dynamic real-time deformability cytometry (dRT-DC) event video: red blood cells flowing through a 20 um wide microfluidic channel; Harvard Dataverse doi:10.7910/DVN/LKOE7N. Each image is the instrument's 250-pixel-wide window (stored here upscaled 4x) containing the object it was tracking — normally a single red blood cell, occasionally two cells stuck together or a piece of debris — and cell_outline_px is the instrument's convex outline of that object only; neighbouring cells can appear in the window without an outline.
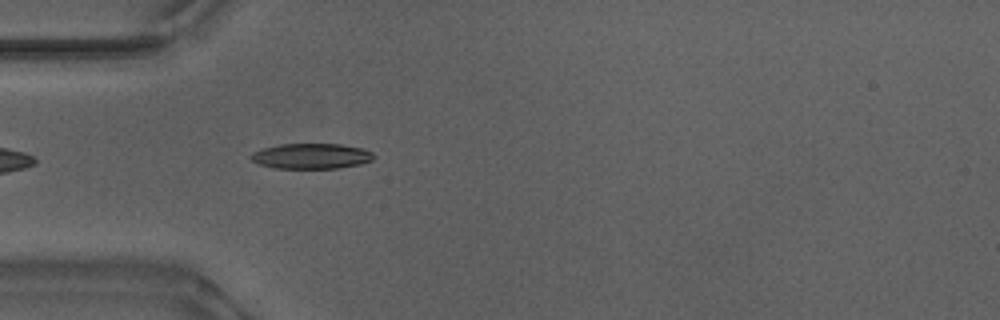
{"species": "Egyptian fruit bat (a non-hibernating species)", "species_latin": "Rousettus aegyptiacus", "temperature_condition": "warm", "stored_images_in_passage": 41, "camera_frame_rate_fps": 3000, "um_per_image_px": 0.085, "animal": {"sex": "male"}, "frame": {"image": 1, "passage_image": 4, "time_ms": 1.0, "image_size_px": [1000, 320], "cell_outline_px": [[376, 156], [372, 160], [360, 164], [340, 168], [276, 168], [260, 164], [252, 160], [248, 156], [252, 152], [264, 148], [280, 144], [340, 144], [364, 148], [372, 152]], "centroid_in_image_um": [26.49, 13.26], "position_along_channel_um": 58.5, "area_um2": 18.21}}
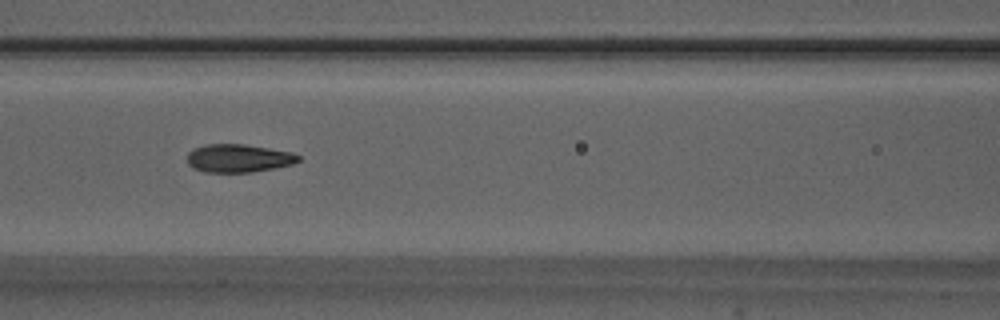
{"frame": {"image": 2, "passage_image": 11, "time_ms": 3.333, "image_size_px": [1000, 320], "cell_outline_px": [[300, 160], [292, 164], [276, 168], [252, 172], [204, 172], [192, 168], [188, 164], [188, 152], [192, 148], [204, 144], [244, 144], [292, 152], [300, 156]], "centroid_in_image_um": [20.25, 13.45], "position_along_channel_um": 146.4, "area_um2": 18.38}}
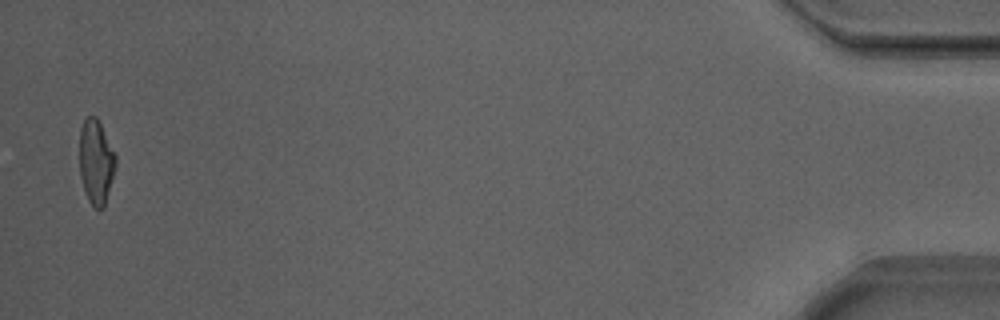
{"frame": {"image": 3, "passage_image": 40, "time_ms": 13.0, "image_size_px": [1000, 320], "cell_outline_px": [[116, 168], [104, 208], [100, 212], [88, 200], [80, 176], [80, 128], [84, 120], [88, 116], [96, 116], [116, 156]], "centroid_in_image_um": [8.17, 13.79], "position_along_channel_um": 427.0, "area_um2": 17.74}, "authors_computed_cell_mechanics": {"area_um2": 18.207, "velocity_mm_per_s": 3.8841, "shape_relaxation_time_tau1_ms": 3.8649, "shape_relaxation_time_tau2_ms": 1.1708, "deformation_change_tau1": 0.1827, "deformation_change_tau2": 0.085}}